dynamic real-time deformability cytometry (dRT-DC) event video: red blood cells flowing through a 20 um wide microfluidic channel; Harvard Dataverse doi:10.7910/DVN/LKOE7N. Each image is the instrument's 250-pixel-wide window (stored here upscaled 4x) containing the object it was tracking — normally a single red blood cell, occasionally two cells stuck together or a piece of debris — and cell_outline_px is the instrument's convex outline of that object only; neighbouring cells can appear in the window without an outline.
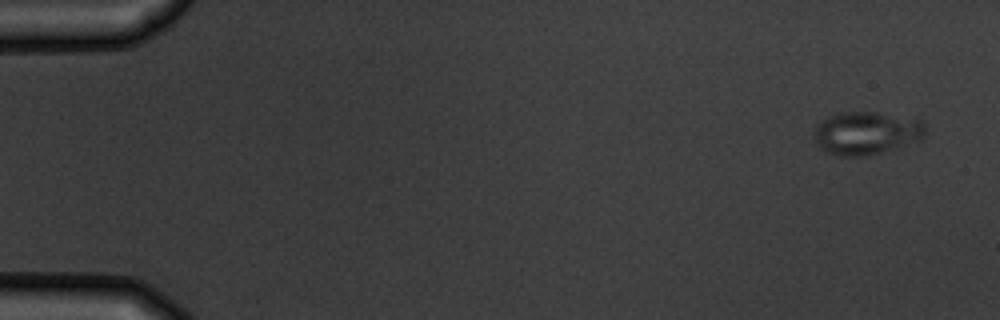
{"species": "common noctule bat (a hibernating species)", "species_latin": "Nyctalus noctula", "temperature_condition": "warm", "stored_images_in_passage": 5, "camera_frame_rate_fps": 3000, "um_per_image_px": 0.085, "animal": {"sex": "male", "body_mass_g": 19.5, "forearm_length_mm": 54.6}, "frame": {"image": 1, "passage_image": 1, "time_ms": 0.0, "image_size_px": [1000, 320], "cell_outline_px": [[924, 136], [920, 140], [880, 152], [864, 156], [836, 156], [824, 152], [816, 144], [812, 136], [816, 124], [828, 116], [840, 112], [876, 112], [924, 120]], "centroid_in_image_um": [73.58, 11.31], "position_along_channel_um": 11.4, "area_um2": 28.09}}